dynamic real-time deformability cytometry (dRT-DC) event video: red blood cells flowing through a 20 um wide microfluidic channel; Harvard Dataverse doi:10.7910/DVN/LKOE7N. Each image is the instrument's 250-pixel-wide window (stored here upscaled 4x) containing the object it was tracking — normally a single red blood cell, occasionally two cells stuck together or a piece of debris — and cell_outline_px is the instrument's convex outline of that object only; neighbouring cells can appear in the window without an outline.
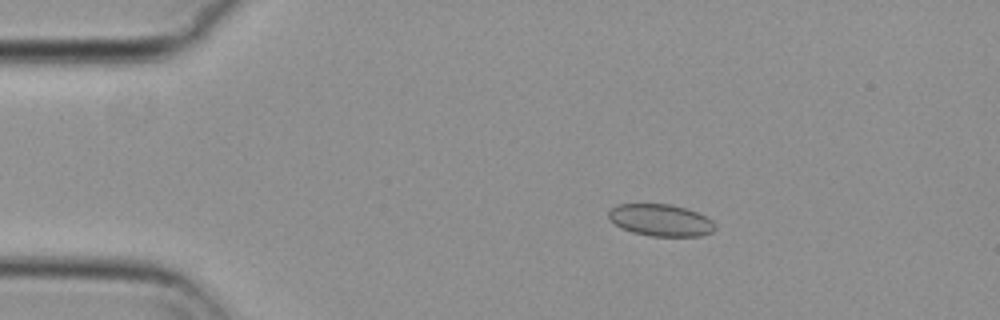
{"species": "common noctule bat (a hibernating species)", "species_latin": "Nyctalus noctula", "temperature_condition": "cold", "stored_images_in_passage": 56, "camera_frame_rate_fps": 3000, "um_per_image_px": 0.085, "animal": {"sex": "female", "body_mass_g": 29.2, "forearm_length_mm": 56.3}, "frame": {"image": 1, "passage_image": 10, "time_ms": 3.0, "image_size_px": [1000, 320], "cell_outline_px": [[716, 228], [712, 232], [704, 236], [652, 236], [632, 232], [620, 228], [608, 216], [608, 212], [616, 204], [668, 204], [684, 208], [696, 212], [712, 220], [716, 224]], "centroid_in_image_um": [56.17, 18.72], "position_along_channel_um": 28.8, "area_um2": 19.77}}
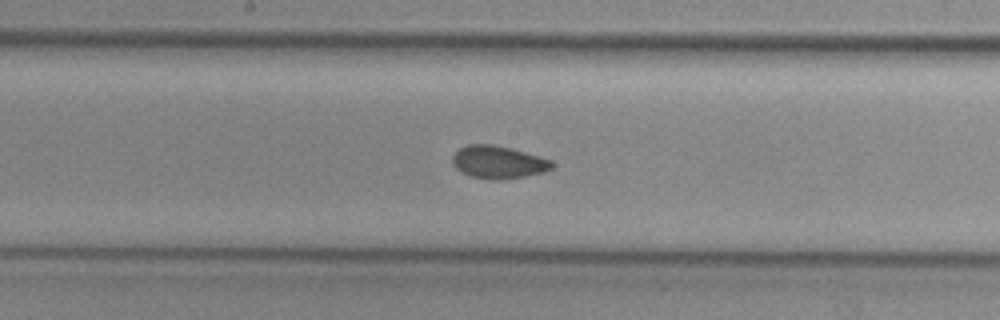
{"frame": {"image": 2, "passage_image": 29, "time_ms": 9.333, "image_size_px": [1000, 320], "cell_outline_px": [[552, 168], [544, 172], [504, 180], [492, 180], [472, 176], [456, 168], [452, 164], [452, 156], [460, 148], [468, 144], [492, 144], [524, 152], [552, 160]], "centroid_in_image_um": [42.34, 13.79], "position_along_channel_um": 205.9, "area_um2": 18.73}}
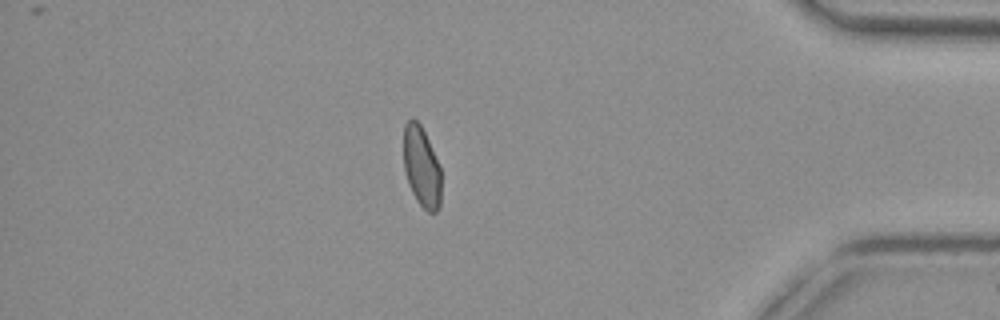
{"frame": {"image": 3, "passage_image": 48, "time_ms": 15.667, "image_size_px": [1000, 320], "cell_outline_px": [[440, 208], [436, 212], [428, 212], [416, 200], [408, 184], [404, 172], [404, 124], [408, 120], [416, 120], [420, 124], [428, 140], [440, 168]], "centroid_in_image_um": [35.82, 14.21], "position_along_channel_um": 399.4, "area_um2": 17.46}, "authors_computed_cell_mechanics": {"area_um2": 18.9873, "velocity_mm_per_s": 3.6854, "shape_relaxation_time_tau1_ms": null, "shape_relaxation_time_tau2_ms": 1.4413, "deformation_change_tau1": null, "deformation_change_tau2": 0.0483}}